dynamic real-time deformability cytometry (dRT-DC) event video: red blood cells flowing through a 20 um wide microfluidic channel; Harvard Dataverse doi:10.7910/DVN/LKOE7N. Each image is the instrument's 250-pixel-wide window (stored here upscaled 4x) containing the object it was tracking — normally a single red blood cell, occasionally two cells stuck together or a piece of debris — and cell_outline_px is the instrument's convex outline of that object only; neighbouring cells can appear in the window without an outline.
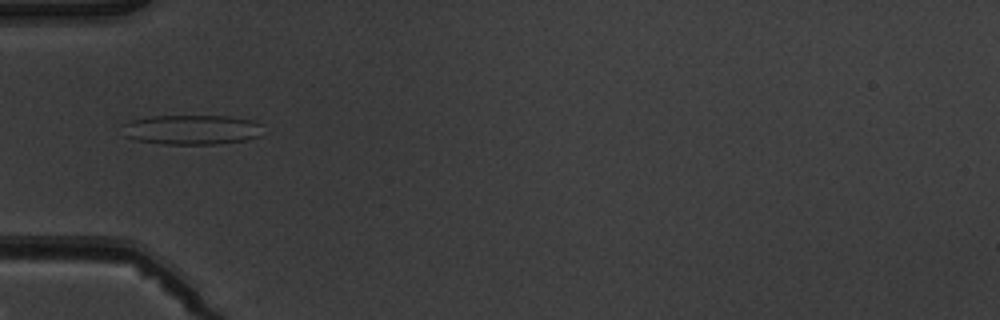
{"species": "common noctule bat (a hibernating species)", "species_latin": "Nyctalus noctula", "temperature_condition": "warm", "stored_images_in_passage": 6, "camera_frame_rate_fps": 3000, "um_per_image_px": 0.085, "animal": {"sex": "male", "body_mass_g": 19.5, "forearm_length_mm": 54.6}, "frame": {"image": 1, "passage_image": 5, "time_ms": 5.0, "image_size_px": [1000, 320], "cell_outline_px": [[260, 136], [248, 140], [216, 144], [164, 144], [136, 140], [124, 136], [120, 124], [128, 120], [152, 116], [228, 116], [256, 120], [260, 124]], "centroid_in_image_um": [16.25, 11.02], "position_along_channel_um": 68.8, "area_um2": 24.74}}
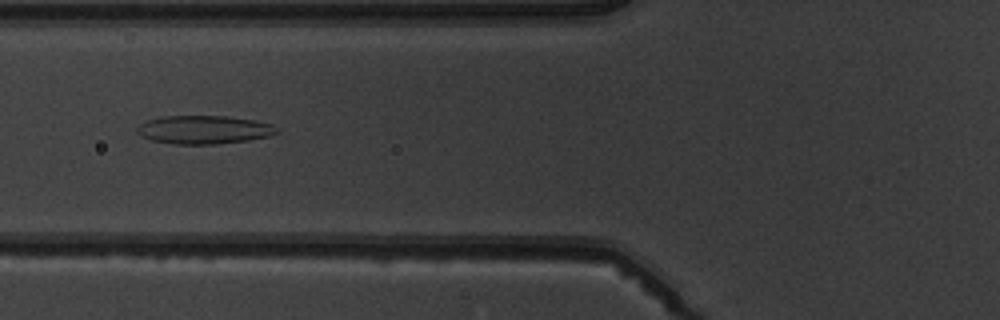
{"frame": {"image": 2, "passage_image": 6, "time_ms": 6.0, "image_size_px": [1000, 320], "cell_outline_px": [[280, 132], [268, 136], [248, 140], [216, 144], [176, 144], [152, 140], [140, 136], [136, 132], [136, 128], [140, 124], [148, 120], [160, 116], [228, 116], [252, 120], [272, 124]], "centroid_in_image_um": [17.31, 11.02], "position_along_channel_um": 108.5, "area_um2": 23.06}}